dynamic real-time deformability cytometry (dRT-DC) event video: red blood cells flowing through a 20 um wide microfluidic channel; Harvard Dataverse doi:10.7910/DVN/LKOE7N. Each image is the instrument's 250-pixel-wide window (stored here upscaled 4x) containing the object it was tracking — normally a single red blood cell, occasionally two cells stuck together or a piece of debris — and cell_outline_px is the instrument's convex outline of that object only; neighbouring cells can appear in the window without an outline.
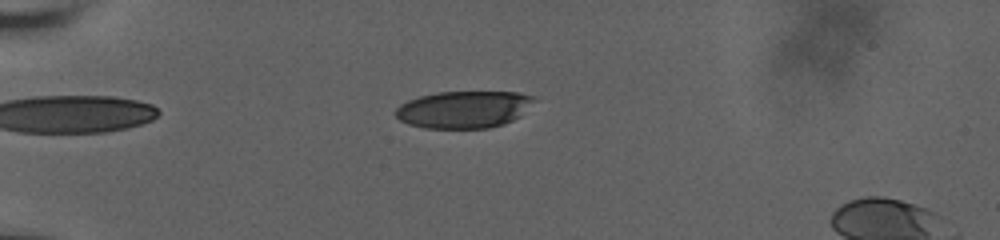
{"species": "human", "species_latin": "Homo sapiens", "temperature_condition": "room temperature", "stored_images_in_passage": 11, "camera_frame_rate_fps": 3000, "um_per_image_px": 0.085, "donor": {"sex": "male"}, "frame": {"image": 1, "passage_image": 8, "time_ms": 6.0, "image_size_px": [1000, 240], "cell_outline_px": [[536, 100], [520, 116], [504, 124], [488, 128], [424, 128], [408, 124], [400, 120], [396, 116], [396, 108], [400, 104], [408, 100], [420, 96], [436, 92], [520, 92], [532, 96]], "centroid_in_image_um": [39.42, 9.3], "position_along_channel_um": 45.6, "area_um2": 30.0}}
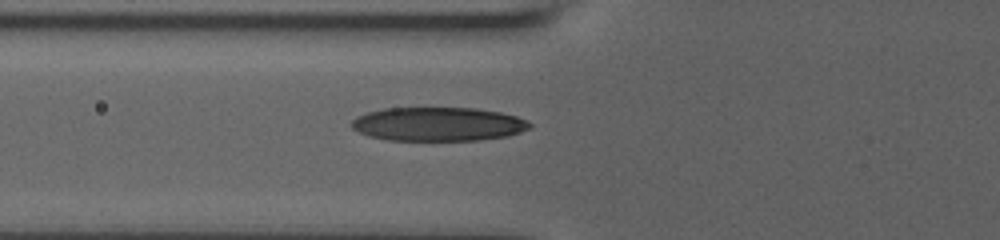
{"frame": {"image": 2, "passage_image": 11, "time_ms": 8.333, "image_size_px": [1000, 240], "cell_outline_px": [[532, 128], [508, 136], [480, 140], [388, 140], [368, 136], [352, 128], [352, 120], [356, 116], [368, 112], [384, 108], [476, 108], [500, 112], [516, 116], [532, 124]], "centroid_in_image_um": [37.25, 10.55], "position_along_channel_um": 88.6, "area_um2": 35.14}}